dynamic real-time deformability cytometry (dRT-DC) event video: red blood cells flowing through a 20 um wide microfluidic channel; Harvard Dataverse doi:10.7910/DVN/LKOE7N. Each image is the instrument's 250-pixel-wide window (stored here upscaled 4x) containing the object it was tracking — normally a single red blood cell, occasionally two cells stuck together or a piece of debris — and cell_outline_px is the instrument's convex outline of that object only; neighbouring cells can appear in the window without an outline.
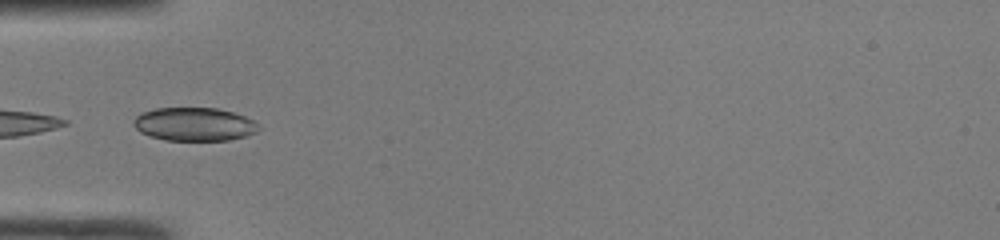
{"species": "common noctule bat (a hibernating species)", "species_latin": "Nyctalus noctula", "temperature_condition": "room temperature", "stored_images_in_passage": 28, "camera_frame_rate_fps": 3000, "um_per_image_px": 0.085, "animal": {"sex": "male", "body_mass_g": 19.0, "forearm_length_mm": 50.8}, "frame": {"image": 1, "passage_image": 16, "time_ms": 5.0, "image_size_px": [1000, 240], "cell_outline_px": [[260, 128], [256, 132], [248, 136], [228, 140], [164, 140], [140, 132], [132, 124], [132, 120], [140, 112], [156, 108], [216, 108], [232, 112], [244, 116], [260, 124]], "centroid_in_image_um": [16.51, 10.56], "position_along_channel_um": 68.5, "area_um2": 24.45}}